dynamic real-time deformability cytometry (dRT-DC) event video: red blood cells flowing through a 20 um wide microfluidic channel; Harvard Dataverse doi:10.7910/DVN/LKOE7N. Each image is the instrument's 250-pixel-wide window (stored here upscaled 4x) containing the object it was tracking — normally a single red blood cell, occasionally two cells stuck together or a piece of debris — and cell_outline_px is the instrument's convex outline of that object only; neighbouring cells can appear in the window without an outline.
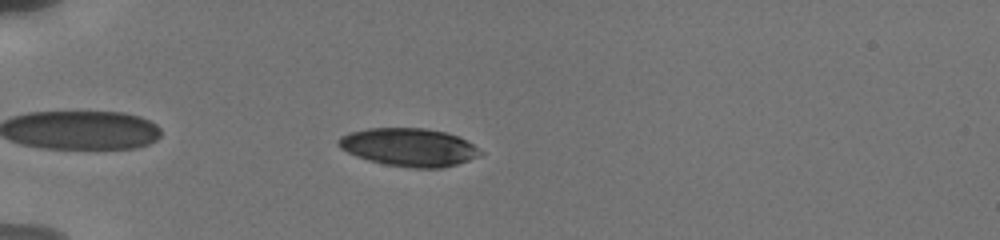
{"species": "human", "species_latin": "Homo sapiens", "temperature_condition": "cold", "stored_images_in_passage": 52, "camera_frame_rate_fps": 3000, "um_per_image_px": 0.085, "donor": {"sex": "male"}, "frame": {"image": 1, "passage_image": 5, "time_ms": 1.333, "image_size_px": [1000, 240], "cell_outline_px": [[484, 152], [480, 156], [456, 164], [440, 168], [412, 168], [384, 164], [368, 160], [356, 156], [340, 148], [336, 144], [336, 140], [340, 136], [348, 132], [368, 128], [424, 128], [444, 132], [456, 136], [472, 144]], "centroid_in_image_um": [34.71, 12.51], "position_along_channel_um": 50.3, "area_um2": 31.44}}
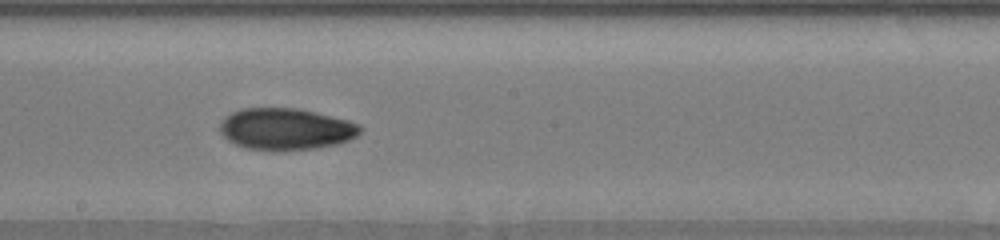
{"frame": {"image": 2, "passage_image": 30, "time_ms": 6.667, "image_size_px": [1000, 240], "cell_outline_px": [[364, 128], [356, 136], [348, 140], [336, 144], [316, 148], [248, 148], [236, 144], [228, 140], [220, 132], [220, 124], [224, 116], [240, 108], [300, 108], [348, 120], [360, 124]], "centroid_in_image_um": [24.31, 10.92], "position_along_channel_um": 223.9, "area_um2": 33.47}}
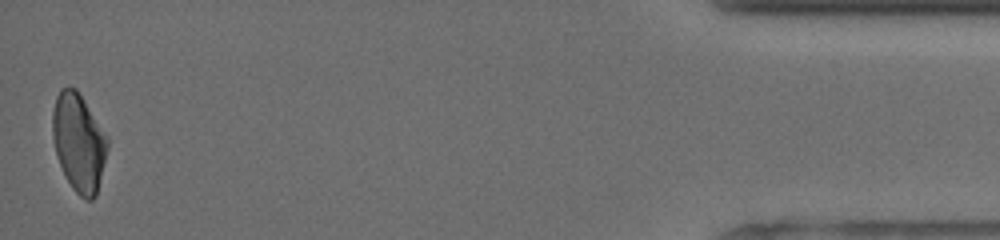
{"frame": {"image": 3, "passage_image": 52, "time_ms": 14.0, "image_size_px": [1000, 240], "cell_outline_px": [[108, 148], [96, 196], [92, 200], [84, 200], [72, 188], [60, 164], [56, 152], [52, 136], [52, 112], [56, 96], [60, 88], [76, 88], [108, 136]], "centroid_in_image_um": [6.7, 12.1], "position_along_channel_um": 428.5, "area_um2": 31.27}, "authors_computed_cell_mechanics": {"area_um2": 32.946, "velocity_mm_per_s": 3.8063, "shape_relaxation_time_tau1_ms": 8.4809, "shape_relaxation_time_tau2_ms": 4.4152, "deformation_change_tau1": 0.2068, "deformation_change_tau2": 0.0888}}